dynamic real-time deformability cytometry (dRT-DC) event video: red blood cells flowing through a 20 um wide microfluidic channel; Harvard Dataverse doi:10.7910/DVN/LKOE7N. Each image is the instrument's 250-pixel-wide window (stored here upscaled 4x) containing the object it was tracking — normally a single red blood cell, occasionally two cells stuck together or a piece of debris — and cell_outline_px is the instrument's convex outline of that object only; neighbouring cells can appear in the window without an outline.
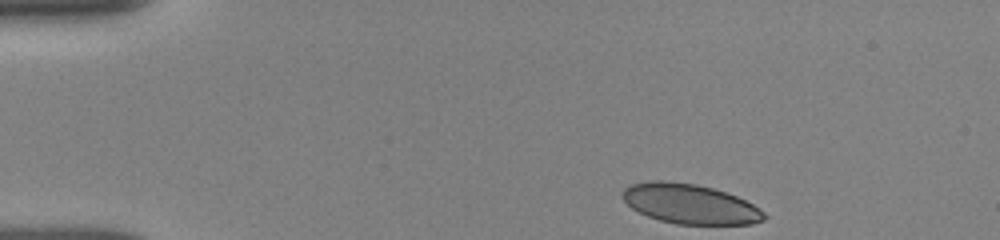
{"species": "human", "species_latin": "Homo sapiens", "temperature_condition": "room temperature", "stored_images_in_passage": 7, "camera_frame_rate_fps": 3000, "um_per_image_px": 0.085, "donor": {"sex": "female"}, "frame": {"image": 1, "passage_image": 1, "time_ms": 0.0, "image_size_px": [1000, 240], "cell_outline_px": [[768, 216], [764, 220], [752, 224], [676, 224], [660, 220], [648, 216], [632, 208], [624, 200], [624, 188], [632, 184], [648, 180], [668, 180], [696, 184], [712, 188], [736, 196], [760, 208]], "centroid_in_image_um": [58.66, 17.33], "position_along_channel_um": 26.3, "area_um2": 32.71}}
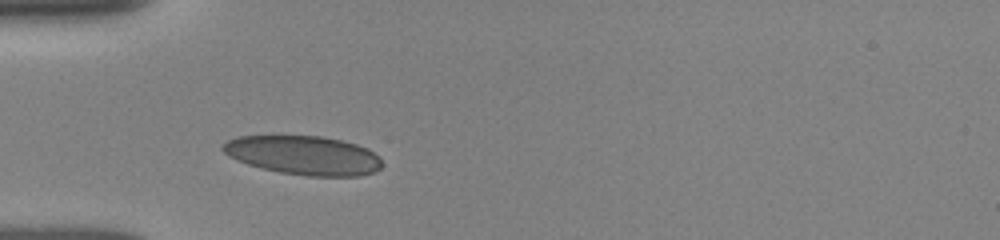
{"frame": {"image": 2, "passage_image": 5, "time_ms": 2.667, "image_size_px": [1000, 240], "cell_outline_px": [[380, 168], [376, 172], [360, 176], [308, 176], [280, 172], [248, 164], [236, 160], [228, 156], [220, 148], [228, 140], [236, 136], [320, 136], [340, 140], [356, 144], [368, 148], [380, 156]], "centroid_in_image_um": [25.82, 13.2], "position_along_channel_um": 59.2, "area_um2": 36.13}}
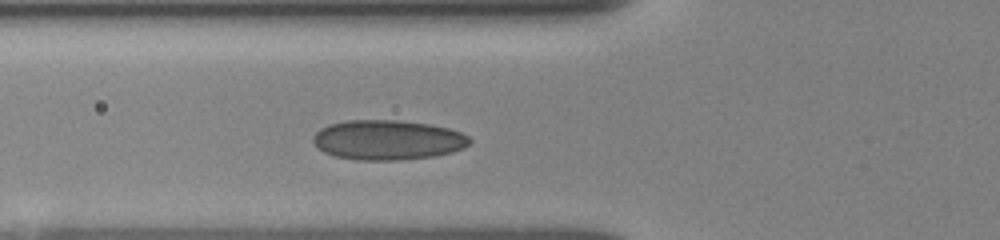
{"frame": {"image": 3, "passage_image": 7, "time_ms": 3.667, "image_size_px": [1000, 240], "cell_outline_px": [[472, 140], [464, 148], [452, 152], [432, 156], [400, 160], [360, 160], [336, 156], [324, 152], [312, 140], [312, 136], [320, 128], [328, 124], [348, 120], [396, 120], [428, 124], [448, 128], [460, 132], [468, 136]], "centroid_in_image_um": [32.95, 11.89], "position_along_channel_um": 92.9, "area_um2": 36.18}}